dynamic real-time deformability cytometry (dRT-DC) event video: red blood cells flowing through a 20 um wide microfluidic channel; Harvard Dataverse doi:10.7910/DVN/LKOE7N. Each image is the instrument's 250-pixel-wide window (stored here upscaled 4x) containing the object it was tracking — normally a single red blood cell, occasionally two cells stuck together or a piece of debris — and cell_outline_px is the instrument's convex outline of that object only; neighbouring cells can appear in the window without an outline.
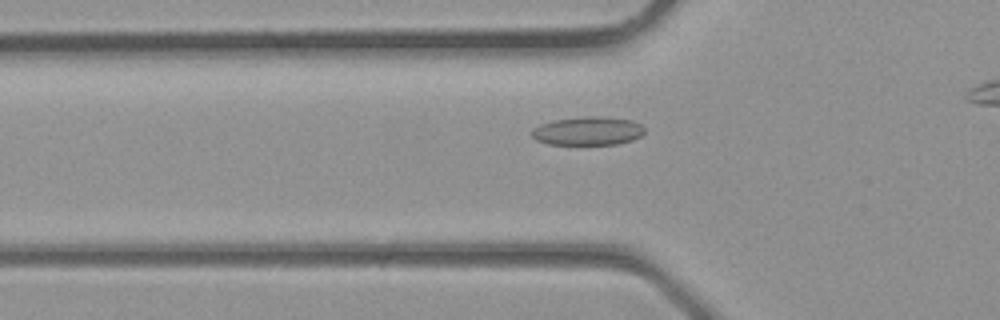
{"species": "common noctule bat (a hibernating species)", "species_latin": "Nyctalus noctula", "temperature_condition": "room temperature", "stored_images_in_passage": 3, "camera_frame_rate_fps": 3000, "um_per_image_px": 0.085, "animal": {"sex": "male", "body_mass_g": 23.1, "forearm_length_mm": 52.7}, "frame": {"image": 1, "passage_image": 2, "time_ms": 0.333, "image_size_px": [1000, 320], "cell_outline_px": [[644, 132], [640, 136], [632, 140], [616, 144], [548, 144], [536, 140], [532, 136], [532, 128], [540, 124], [552, 120], [584, 116], [596, 116], [632, 120], [640, 124], [644, 128]], "centroid_in_image_um": [49.94, 11.12], "position_along_channel_um": 75.9, "area_um2": 18.73}}